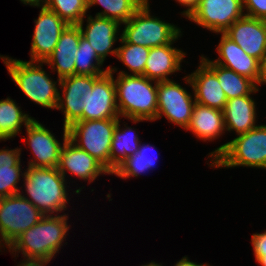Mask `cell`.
I'll use <instances>...</instances> for the list:
<instances>
[{
  "label": "cell",
  "instance_id": "41",
  "mask_svg": "<svg viewBox=\"0 0 266 266\" xmlns=\"http://www.w3.org/2000/svg\"><path fill=\"white\" fill-rule=\"evenodd\" d=\"M142 266H162V265L155 263V262H150L149 264L142 265Z\"/></svg>",
  "mask_w": 266,
  "mask_h": 266
},
{
  "label": "cell",
  "instance_id": "29",
  "mask_svg": "<svg viewBox=\"0 0 266 266\" xmlns=\"http://www.w3.org/2000/svg\"><path fill=\"white\" fill-rule=\"evenodd\" d=\"M151 148V145H141L140 142L138 151L132 156H129L127 159H125L115 169L112 175L115 174L121 179L125 178L126 180V178L138 177V175H141V173H144L145 171H148V169L153 168L156 160L153 158V155L152 157H150L151 155L148 156L147 154L149 152V149ZM153 149L155 148L153 147Z\"/></svg>",
  "mask_w": 266,
  "mask_h": 266
},
{
  "label": "cell",
  "instance_id": "13",
  "mask_svg": "<svg viewBox=\"0 0 266 266\" xmlns=\"http://www.w3.org/2000/svg\"><path fill=\"white\" fill-rule=\"evenodd\" d=\"M34 22L30 61L45 62L53 53L59 37L68 24L47 7H41L38 19Z\"/></svg>",
  "mask_w": 266,
  "mask_h": 266
},
{
  "label": "cell",
  "instance_id": "3",
  "mask_svg": "<svg viewBox=\"0 0 266 266\" xmlns=\"http://www.w3.org/2000/svg\"><path fill=\"white\" fill-rule=\"evenodd\" d=\"M22 177L29 197L19 194L37 207L44 216L66 209L68 202L66 181L57 167L28 166Z\"/></svg>",
  "mask_w": 266,
  "mask_h": 266
},
{
  "label": "cell",
  "instance_id": "16",
  "mask_svg": "<svg viewBox=\"0 0 266 266\" xmlns=\"http://www.w3.org/2000/svg\"><path fill=\"white\" fill-rule=\"evenodd\" d=\"M25 127L28 138L27 141L26 138H23V141L28 142L34 155V159H31L28 166L46 168L57 167L63 145L60 144L50 130L46 129L35 119Z\"/></svg>",
  "mask_w": 266,
  "mask_h": 266
},
{
  "label": "cell",
  "instance_id": "4",
  "mask_svg": "<svg viewBox=\"0 0 266 266\" xmlns=\"http://www.w3.org/2000/svg\"><path fill=\"white\" fill-rule=\"evenodd\" d=\"M211 166L219 167H257L266 169V125H258L247 133L240 134L215 151Z\"/></svg>",
  "mask_w": 266,
  "mask_h": 266
},
{
  "label": "cell",
  "instance_id": "17",
  "mask_svg": "<svg viewBox=\"0 0 266 266\" xmlns=\"http://www.w3.org/2000/svg\"><path fill=\"white\" fill-rule=\"evenodd\" d=\"M196 71L184 77L194 91L196 103L223 110L227 97L222 90L216 74L201 60Z\"/></svg>",
  "mask_w": 266,
  "mask_h": 266
},
{
  "label": "cell",
  "instance_id": "9",
  "mask_svg": "<svg viewBox=\"0 0 266 266\" xmlns=\"http://www.w3.org/2000/svg\"><path fill=\"white\" fill-rule=\"evenodd\" d=\"M101 75H72L58 80L63 93L59 95L56 109L64 113V127L82 121V112H88L89 93Z\"/></svg>",
  "mask_w": 266,
  "mask_h": 266
},
{
  "label": "cell",
  "instance_id": "12",
  "mask_svg": "<svg viewBox=\"0 0 266 266\" xmlns=\"http://www.w3.org/2000/svg\"><path fill=\"white\" fill-rule=\"evenodd\" d=\"M63 146L60 151L58 171L66 177V171L80 179L93 182L97 176L110 172L88 152L78 148L68 139V129L63 127Z\"/></svg>",
  "mask_w": 266,
  "mask_h": 266
},
{
  "label": "cell",
  "instance_id": "21",
  "mask_svg": "<svg viewBox=\"0 0 266 266\" xmlns=\"http://www.w3.org/2000/svg\"><path fill=\"white\" fill-rule=\"evenodd\" d=\"M172 44L150 48L144 76L153 80V83L170 80L168 75L181 70L180 64L186 54Z\"/></svg>",
  "mask_w": 266,
  "mask_h": 266
},
{
  "label": "cell",
  "instance_id": "20",
  "mask_svg": "<svg viewBox=\"0 0 266 266\" xmlns=\"http://www.w3.org/2000/svg\"><path fill=\"white\" fill-rule=\"evenodd\" d=\"M81 31L78 25H68L62 32L53 53L44 62L56 69L58 80L75 75V56L79 46Z\"/></svg>",
  "mask_w": 266,
  "mask_h": 266
},
{
  "label": "cell",
  "instance_id": "11",
  "mask_svg": "<svg viewBox=\"0 0 266 266\" xmlns=\"http://www.w3.org/2000/svg\"><path fill=\"white\" fill-rule=\"evenodd\" d=\"M242 0H200L188 18L215 33H224L243 14Z\"/></svg>",
  "mask_w": 266,
  "mask_h": 266
},
{
  "label": "cell",
  "instance_id": "35",
  "mask_svg": "<svg viewBox=\"0 0 266 266\" xmlns=\"http://www.w3.org/2000/svg\"><path fill=\"white\" fill-rule=\"evenodd\" d=\"M183 6L188 7L187 10L183 11L182 15L189 18L190 15L196 10L199 5L200 0H176Z\"/></svg>",
  "mask_w": 266,
  "mask_h": 266
},
{
  "label": "cell",
  "instance_id": "36",
  "mask_svg": "<svg viewBox=\"0 0 266 266\" xmlns=\"http://www.w3.org/2000/svg\"><path fill=\"white\" fill-rule=\"evenodd\" d=\"M49 262L50 260L47 259L26 257V259H24L22 263L17 266H45Z\"/></svg>",
  "mask_w": 266,
  "mask_h": 266
},
{
  "label": "cell",
  "instance_id": "39",
  "mask_svg": "<svg viewBox=\"0 0 266 266\" xmlns=\"http://www.w3.org/2000/svg\"><path fill=\"white\" fill-rule=\"evenodd\" d=\"M20 1L26 5L29 4L31 6H37V7H46L47 5V0H20Z\"/></svg>",
  "mask_w": 266,
  "mask_h": 266
},
{
  "label": "cell",
  "instance_id": "30",
  "mask_svg": "<svg viewBox=\"0 0 266 266\" xmlns=\"http://www.w3.org/2000/svg\"><path fill=\"white\" fill-rule=\"evenodd\" d=\"M102 64L103 61L98 57L95 49L81 35L75 56V74L88 76L103 75L109 71V67L103 70L100 68Z\"/></svg>",
  "mask_w": 266,
  "mask_h": 266
},
{
  "label": "cell",
  "instance_id": "7",
  "mask_svg": "<svg viewBox=\"0 0 266 266\" xmlns=\"http://www.w3.org/2000/svg\"><path fill=\"white\" fill-rule=\"evenodd\" d=\"M117 121L118 119H102L73 122L67 127L68 139L110 172V148Z\"/></svg>",
  "mask_w": 266,
  "mask_h": 266
},
{
  "label": "cell",
  "instance_id": "31",
  "mask_svg": "<svg viewBox=\"0 0 266 266\" xmlns=\"http://www.w3.org/2000/svg\"><path fill=\"white\" fill-rule=\"evenodd\" d=\"M120 42L122 46L117 48L116 57L119 61L132 71V75H143L146 66L147 58L149 56L150 48L127 43L120 35Z\"/></svg>",
  "mask_w": 266,
  "mask_h": 266
},
{
  "label": "cell",
  "instance_id": "2",
  "mask_svg": "<svg viewBox=\"0 0 266 266\" xmlns=\"http://www.w3.org/2000/svg\"><path fill=\"white\" fill-rule=\"evenodd\" d=\"M68 216L47 215L34 226L24 231L8 247L9 251L22 252L23 257L50 260L58 253L69 230Z\"/></svg>",
  "mask_w": 266,
  "mask_h": 266
},
{
  "label": "cell",
  "instance_id": "32",
  "mask_svg": "<svg viewBox=\"0 0 266 266\" xmlns=\"http://www.w3.org/2000/svg\"><path fill=\"white\" fill-rule=\"evenodd\" d=\"M46 7L58 14L68 25H78L88 11L87 0H50Z\"/></svg>",
  "mask_w": 266,
  "mask_h": 266
},
{
  "label": "cell",
  "instance_id": "26",
  "mask_svg": "<svg viewBox=\"0 0 266 266\" xmlns=\"http://www.w3.org/2000/svg\"><path fill=\"white\" fill-rule=\"evenodd\" d=\"M120 129V119L118 118L116 128L110 148V174L129 156L135 154L140 145L138 135H135L130 127ZM133 133V134H132Z\"/></svg>",
  "mask_w": 266,
  "mask_h": 266
},
{
  "label": "cell",
  "instance_id": "23",
  "mask_svg": "<svg viewBox=\"0 0 266 266\" xmlns=\"http://www.w3.org/2000/svg\"><path fill=\"white\" fill-rule=\"evenodd\" d=\"M187 130L204 141H212L220 137L226 131L223 110L196 103Z\"/></svg>",
  "mask_w": 266,
  "mask_h": 266
},
{
  "label": "cell",
  "instance_id": "6",
  "mask_svg": "<svg viewBox=\"0 0 266 266\" xmlns=\"http://www.w3.org/2000/svg\"><path fill=\"white\" fill-rule=\"evenodd\" d=\"M148 3L146 0L134 15L124 23L121 37L127 43L148 48L174 43L181 35L180 28L151 16Z\"/></svg>",
  "mask_w": 266,
  "mask_h": 266
},
{
  "label": "cell",
  "instance_id": "19",
  "mask_svg": "<svg viewBox=\"0 0 266 266\" xmlns=\"http://www.w3.org/2000/svg\"><path fill=\"white\" fill-rule=\"evenodd\" d=\"M217 53L219 58L212 60L213 63L231 69L256 83L260 62L256 58L249 56L224 33H222L220 43L217 46Z\"/></svg>",
  "mask_w": 266,
  "mask_h": 266
},
{
  "label": "cell",
  "instance_id": "28",
  "mask_svg": "<svg viewBox=\"0 0 266 266\" xmlns=\"http://www.w3.org/2000/svg\"><path fill=\"white\" fill-rule=\"evenodd\" d=\"M146 0H87V8L95 4L102 5L104 10L96 13L95 16L115 20L120 24L126 23L136 12V10Z\"/></svg>",
  "mask_w": 266,
  "mask_h": 266
},
{
  "label": "cell",
  "instance_id": "34",
  "mask_svg": "<svg viewBox=\"0 0 266 266\" xmlns=\"http://www.w3.org/2000/svg\"><path fill=\"white\" fill-rule=\"evenodd\" d=\"M252 245L255 257H262L266 253V231L252 235Z\"/></svg>",
  "mask_w": 266,
  "mask_h": 266
},
{
  "label": "cell",
  "instance_id": "1",
  "mask_svg": "<svg viewBox=\"0 0 266 266\" xmlns=\"http://www.w3.org/2000/svg\"><path fill=\"white\" fill-rule=\"evenodd\" d=\"M143 75H132L120 71L114 79L119 115L133 120L155 121L157 118V82Z\"/></svg>",
  "mask_w": 266,
  "mask_h": 266
},
{
  "label": "cell",
  "instance_id": "10",
  "mask_svg": "<svg viewBox=\"0 0 266 266\" xmlns=\"http://www.w3.org/2000/svg\"><path fill=\"white\" fill-rule=\"evenodd\" d=\"M191 94L173 80L157 82V119L163 115L170 122L184 129L189 125L196 104ZM163 114V115H162Z\"/></svg>",
  "mask_w": 266,
  "mask_h": 266
},
{
  "label": "cell",
  "instance_id": "27",
  "mask_svg": "<svg viewBox=\"0 0 266 266\" xmlns=\"http://www.w3.org/2000/svg\"><path fill=\"white\" fill-rule=\"evenodd\" d=\"M33 119L28 114L22 113L20 107L9 97L0 100V141L14 138L23 123L26 126Z\"/></svg>",
  "mask_w": 266,
  "mask_h": 266
},
{
  "label": "cell",
  "instance_id": "38",
  "mask_svg": "<svg viewBox=\"0 0 266 266\" xmlns=\"http://www.w3.org/2000/svg\"><path fill=\"white\" fill-rule=\"evenodd\" d=\"M208 264H196L188 259V257H183L180 261L176 263L175 266H207Z\"/></svg>",
  "mask_w": 266,
  "mask_h": 266
},
{
  "label": "cell",
  "instance_id": "18",
  "mask_svg": "<svg viewBox=\"0 0 266 266\" xmlns=\"http://www.w3.org/2000/svg\"><path fill=\"white\" fill-rule=\"evenodd\" d=\"M87 19L88 24L85 30L83 27L84 20L78 24L82 37L89 41L103 62L109 53L116 57L117 48L114 50L111 48L118 39L119 34L117 33L121 24L115 20L99 16L93 18L90 15Z\"/></svg>",
  "mask_w": 266,
  "mask_h": 266
},
{
  "label": "cell",
  "instance_id": "15",
  "mask_svg": "<svg viewBox=\"0 0 266 266\" xmlns=\"http://www.w3.org/2000/svg\"><path fill=\"white\" fill-rule=\"evenodd\" d=\"M224 34L259 62L266 57V21L244 15Z\"/></svg>",
  "mask_w": 266,
  "mask_h": 266
},
{
  "label": "cell",
  "instance_id": "22",
  "mask_svg": "<svg viewBox=\"0 0 266 266\" xmlns=\"http://www.w3.org/2000/svg\"><path fill=\"white\" fill-rule=\"evenodd\" d=\"M250 95L227 100L223 109V118L227 131H236L238 135L247 133L257 127L256 105Z\"/></svg>",
  "mask_w": 266,
  "mask_h": 266
},
{
  "label": "cell",
  "instance_id": "24",
  "mask_svg": "<svg viewBox=\"0 0 266 266\" xmlns=\"http://www.w3.org/2000/svg\"><path fill=\"white\" fill-rule=\"evenodd\" d=\"M201 60L216 74L228 100L257 92L255 83L252 80L231 69L217 65L204 56H201Z\"/></svg>",
  "mask_w": 266,
  "mask_h": 266
},
{
  "label": "cell",
  "instance_id": "5",
  "mask_svg": "<svg viewBox=\"0 0 266 266\" xmlns=\"http://www.w3.org/2000/svg\"><path fill=\"white\" fill-rule=\"evenodd\" d=\"M0 59L6 64L12 80L30 100L45 108L56 109L60 92L57 82L52 81L42 68L44 62H27L7 56H0Z\"/></svg>",
  "mask_w": 266,
  "mask_h": 266
},
{
  "label": "cell",
  "instance_id": "8",
  "mask_svg": "<svg viewBox=\"0 0 266 266\" xmlns=\"http://www.w3.org/2000/svg\"><path fill=\"white\" fill-rule=\"evenodd\" d=\"M44 215L20 194L0 198V238L9 247Z\"/></svg>",
  "mask_w": 266,
  "mask_h": 266
},
{
  "label": "cell",
  "instance_id": "37",
  "mask_svg": "<svg viewBox=\"0 0 266 266\" xmlns=\"http://www.w3.org/2000/svg\"><path fill=\"white\" fill-rule=\"evenodd\" d=\"M262 83L263 84L266 83V57L262 61H260L259 75L255 83L257 91H259V88H258L259 84H262Z\"/></svg>",
  "mask_w": 266,
  "mask_h": 266
},
{
  "label": "cell",
  "instance_id": "40",
  "mask_svg": "<svg viewBox=\"0 0 266 266\" xmlns=\"http://www.w3.org/2000/svg\"><path fill=\"white\" fill-rule=\"evenodd\" d=\"M255 259L261 266H266V253L262 257H255Z\"/></svg>",
  "mask_w": 266,
  "mask_h": 266
},
{
  "label": "cell",
  "instance_id": "33",
  "mask_svg": "<svg viewBox=\"0 0 266 266\" xmlns=\"http://www.w3.org/2000/svg\"><path fill=\"white\" fill-rule=\"evenodd\" d=\"M246 16L266 21V0H242Z\"/></svg>",
  "mask_w": 266,
  "mask_h": 266
},
{
  "label": "cell",
  "instance_id": "25",
  "mask_svg": "<svg viewBox=\"0 0 266 266\" xmlns=\"http://www.w3.org/2000/svg\"><path fill=\"white\" fill-rule=\"evenodd\" d=\"M20 155V148L0 150V198L20 192L17 184L20 181V175H24L21 171Z\"/></svg>",
  "mask_w": 266,
  "mask_h": 266
},
{
  "label": "cell",
  "instance_id": "14",
  "mask_svg": "<svg viewBox=\"0 0 266 266\" xmlns=\"http://www.w3.org/2000/svg\"><path fill=\"white\" fill-rule=\"evenodd\" d=\"M116 68L109 66V71L101 75L89 93L88 112H82V120H102L120 118L113 72Z\"/></svg>",
  "mask_w": 266,
  "mask_h": 266
}]
</instances>
